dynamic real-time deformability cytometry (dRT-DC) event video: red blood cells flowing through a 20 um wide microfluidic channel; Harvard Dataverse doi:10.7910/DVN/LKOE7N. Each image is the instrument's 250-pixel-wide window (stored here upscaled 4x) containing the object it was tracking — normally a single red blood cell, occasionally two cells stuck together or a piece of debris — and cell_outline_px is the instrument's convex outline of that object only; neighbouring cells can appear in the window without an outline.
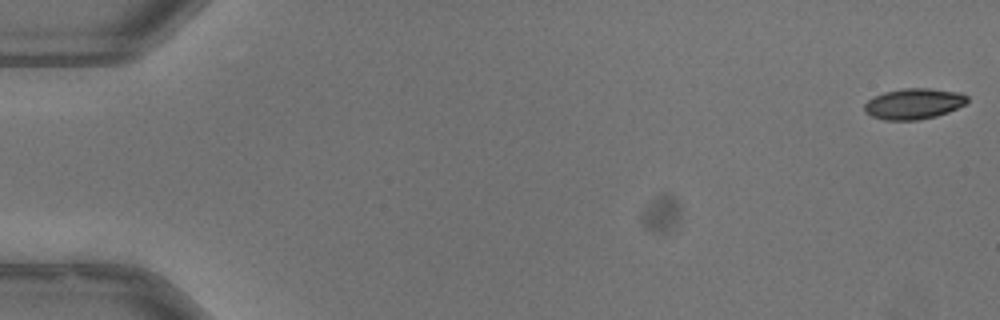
{"species": "common noctule bat (a hibernating species)", "species_latin": "Nyctalus noctula", "temperature_condition": "warm", "stored_images_in_passage": 12, "camera_frame_rate_fps": 3000, "um_per_image_px": 0.085, "animal": {"sex": "male", "body_mass_g": 13.3}, "frame": {"image": 1, "passage_image": 1, "time_ms": 0.0, "image_size_px": [1000, 320], "cell_outline_px": [[968, 100], [964, 104], [948, 112], [936, 116], [916, 120], [884, 120], [872, 116], [864, 112], [864, 104], [868, 100], [884, 92], [904, 88], [928, 88], [960, 92], [968, 96]], "centroid_in_image_um": [77.66, 8.82], "position_along_channel_um": 7.3, "area_um2": 18.38}}